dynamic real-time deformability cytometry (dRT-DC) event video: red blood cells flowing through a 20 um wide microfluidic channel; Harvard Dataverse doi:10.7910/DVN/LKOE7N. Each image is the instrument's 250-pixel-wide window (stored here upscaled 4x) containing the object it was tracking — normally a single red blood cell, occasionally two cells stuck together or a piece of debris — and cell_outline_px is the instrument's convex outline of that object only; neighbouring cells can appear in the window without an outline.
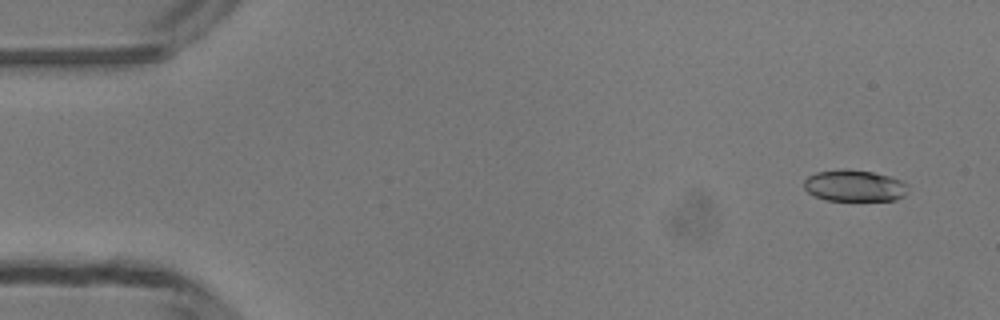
{"species": "common noctule bat (a hibernating species)", "species_latin": "Nyctalus noctula", "temperature_condition": "room temperature", "stored_images_in_passage": 49, "camera_frame_rate_fps": 3000, "um_per_image_px": 0.085, "animal": {"sex": "male", "body_mass_g": 13.3}, "frame": {"image": 1, "passage_image": 3, "time_ms": 0.667, "image_size_px": [1000, 320], "cell_outline_px": [[908, 184], [904, 196], [896, 200], [824, 200], [808, 192], [804, 188], [804, 180], [808, 176], [816, 172], [840, 168], [848, 168], [872, 172], [888, 176], [900, 180]], "centroid_in_image_um": [72.6, 15.77], "position_along_channel_um": 12.4, "area_um2": 19.19}}
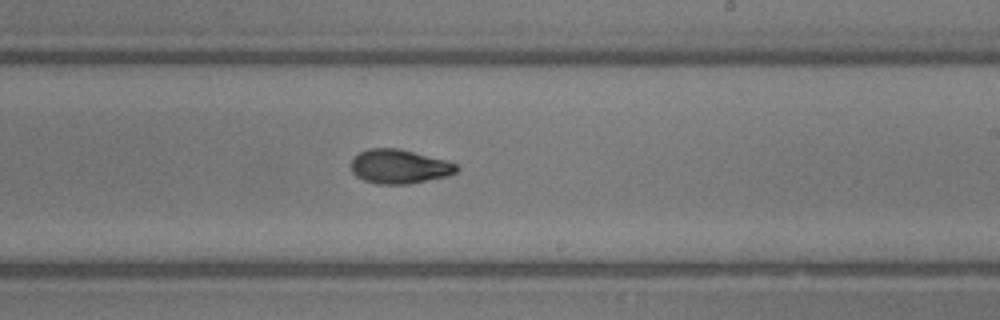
{"frame": {"image": 2, "passage_image": 29, "time_ms": 9.333, "image_size_px": [1000, 320], "cell_outline_px": [[460, 168], [456, 172], [448, 176], [408, 184], [376, 184], [364, 180], [356, 176], [352, 172], [352, 160], [360, 152], [368, 148], [400, 148], [448, 160], [456, 164]], "centroid_in_image_um": [33.97, 14.15], "position_along_channel_um": 255.0, "area_um2": 21.15}}
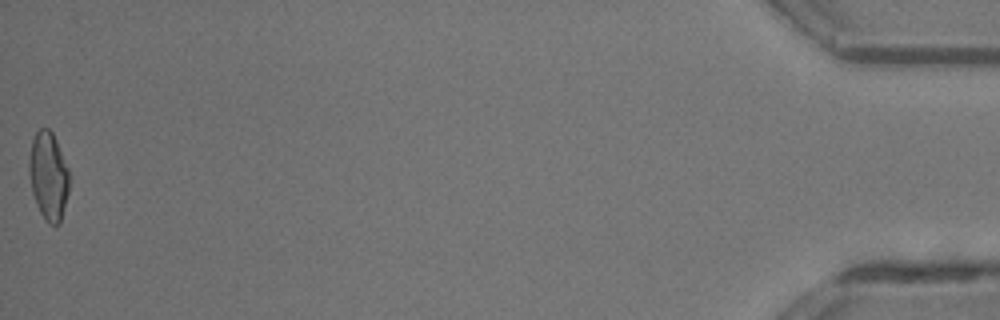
{"frame": {"image": 3, "passage_image": 49, "time_ms": 16.0, "image_size_px": [1000, 320], "cell_outline_px": [[68, 192], [60, 224], [48, 224], [44, 220], [36, 204], [32, 192], [28, 172], [28, 160], [32, 140], [36, 132], [40, 128], [48, 128], [52, 132], [56, 140], [68, 168]], "centroid_in_image_um": [4.09, 14.96], "position_along_channel_um": 431.1, "area_um2": 20.63}, "authors_computed_cell_mechanics": {"area_um2": 20.5768, "velocity_mm_per_s": 4.2074, "shape_relaxation_time_tau1_ms": 3.4562, "shape_relaxation_time_tau2_ms": 2.2312, "deformation_change_tau1": 0.164, "deformation_change_tau2": 0.0637}}